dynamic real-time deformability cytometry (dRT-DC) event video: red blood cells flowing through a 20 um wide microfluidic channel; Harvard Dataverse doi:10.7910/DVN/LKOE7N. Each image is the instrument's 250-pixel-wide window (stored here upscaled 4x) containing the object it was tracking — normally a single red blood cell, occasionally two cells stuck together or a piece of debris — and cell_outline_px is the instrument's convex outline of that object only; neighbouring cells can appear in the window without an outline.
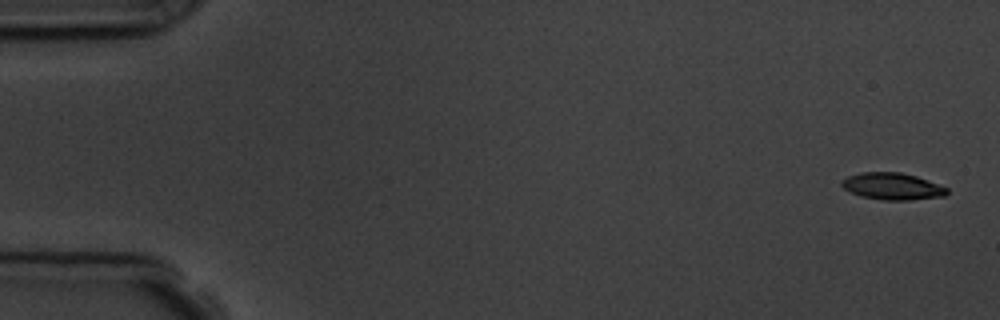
{"species": "common noctule bat (a hibernating species)", "species_latin": "Nyctalus noctula", "temperature_condition": "room temperature", "stored_images_in_passage": 6, "camera_frame_rate_fps": 3000, "um_per_image_px": 0.085, "animal": {"sex": "male", "body_mass_g": 19.5, "forearm_length_mm": 54.6}, "frame": {"image": 1, "passage_image": 1, "time_ms": 0.0, "image_size_px": [1000, 320], "cell_outline_px": [[948, 192], [944, 196], [908, 200], [884, 200], [860, 196], [844, 188], [840, 184], [840, 180], [848, 176], [860, 172], [900, 172], [916, 176], [948, 188]], "centroid_in_image_um": [75.82, 15.83], "position_along_channel_um": 9.2, "area_um2": 16.42}}